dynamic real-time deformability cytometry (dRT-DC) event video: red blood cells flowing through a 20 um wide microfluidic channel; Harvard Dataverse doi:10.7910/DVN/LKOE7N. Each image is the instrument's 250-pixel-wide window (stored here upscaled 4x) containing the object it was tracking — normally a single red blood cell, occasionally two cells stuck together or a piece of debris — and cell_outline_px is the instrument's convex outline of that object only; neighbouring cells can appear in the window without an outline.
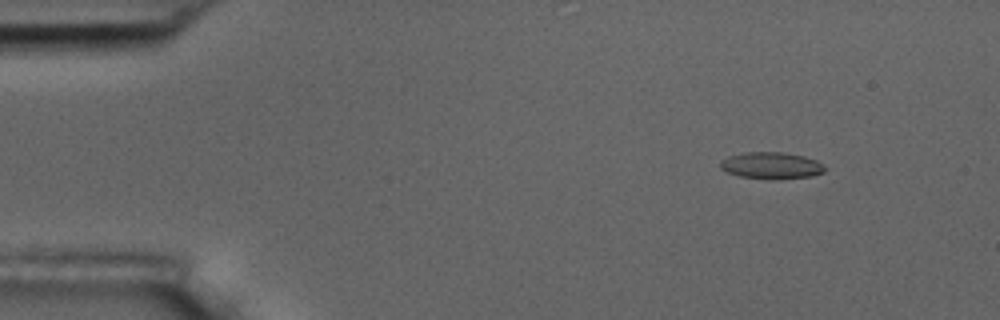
{"species": "common noctule bat (a hibernating species)", "species_latin": "Nyctalus noctula", "temperature_condition": "room temperature", "stored_images_in_passage": 4, "camera_frame_rate_fps": 3000, "um_per_image_px": 0.085, "animal": {"sex": "male", "body_mass_g": 17.5, "forearm_length_mm": 52.3}, "frame": {"image": 1, "passage_image": 1, "time_ms": 0.0, "image_size_px": [1000, 320], "cell_outline_px": [[824, 172], [812, 176], [772, 180], [740, 176], [728, 172], [720, 168], [720, 160], [728, 156], [744, 152], [780, 152], [804, 156], [816, 160], [824, 164]], "centroid_in_image_um": [65.56, 14.07], "position_along_channel_um": 19.4, "area_um2": 16.36}}
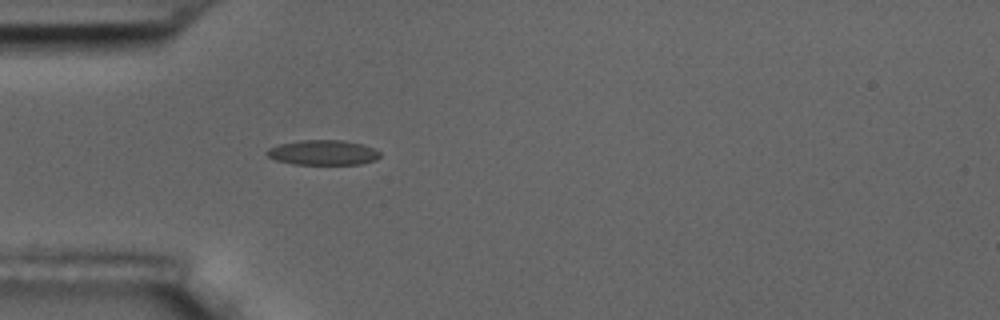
{"frame": {"image": 2, "passage_image": 4, "time_ms": 3.333, "image_size_px": [1000, 320], "cell_outline_px": [[380, 156], [376, 160], [360, 164], [292, 164], [276, 160], [268, 156], [264, 152], [268, 148], [280, 144], [300, 140], [344, 140], [364, 144], [380, 152]], "centroid_in_image_um": [27.45, 12.96], "position_along_channel_um": 57.5, "area_um2": 16.53}}